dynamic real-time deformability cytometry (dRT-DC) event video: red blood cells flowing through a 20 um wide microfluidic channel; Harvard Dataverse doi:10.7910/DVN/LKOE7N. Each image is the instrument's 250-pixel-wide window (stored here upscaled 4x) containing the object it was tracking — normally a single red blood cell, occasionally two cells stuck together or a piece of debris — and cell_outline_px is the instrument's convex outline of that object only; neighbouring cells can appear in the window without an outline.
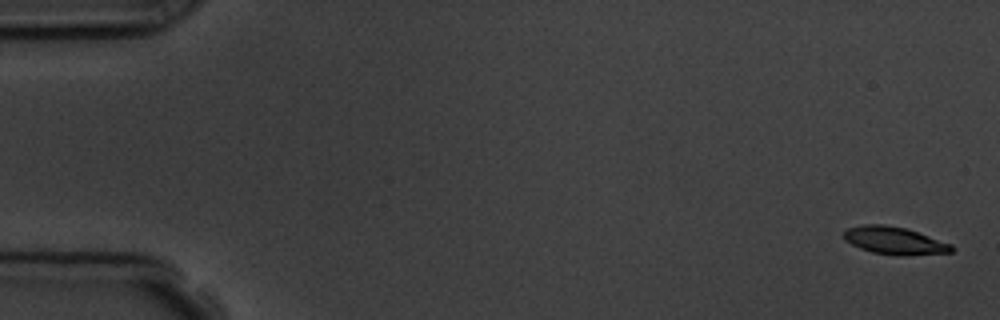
{"species": "common noctule bat (a hibernating species)", "species_latin": "Nyctalus noctula", "temperature_condition": "room temperature", "stored_images_in_passage": 5, "camera_frame_rate_fps": 3000, "um_per_image_px": 0.085, "animal": {"sex": "male", "body_mass_g": 19.5, "forearm_length_mm": 54.6}, "frame": {"image": 1, "passage_image": 1, "time_ms": 0.0, "image_size_px": [1000, 320], "cell_outline_px": [[956, 248], [952, 252], [904, 256], [900, 256], [872, 252], [860, 248], [844, 240], [844, 232], [848, 228], [864, 224], [884, 224], [904, 228], [952, 244]], "centroid_in_image_um": [76.04, 20.46], "position_along_channel_um": 9.0, "area_um2": 17.22}}
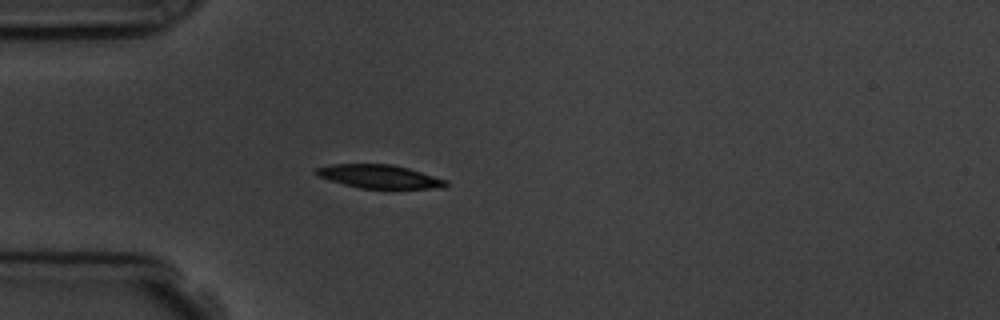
{"frame": {"image": 2, "passage_image": 5, "time_ms": 4.667, "image_size_px": [1000, 320], "cell_outline_px": [[448, 184], [444, 188], [360, 188], [344, 184], [316, 176], [312, 172], [316, 168], [332, 164], [392, 164], [408, 168], [448, 180]], "centroid_in_image_um": [32.22, 15.0], "position_along_channel_um": 52.8, "area_um2": 17.74}}